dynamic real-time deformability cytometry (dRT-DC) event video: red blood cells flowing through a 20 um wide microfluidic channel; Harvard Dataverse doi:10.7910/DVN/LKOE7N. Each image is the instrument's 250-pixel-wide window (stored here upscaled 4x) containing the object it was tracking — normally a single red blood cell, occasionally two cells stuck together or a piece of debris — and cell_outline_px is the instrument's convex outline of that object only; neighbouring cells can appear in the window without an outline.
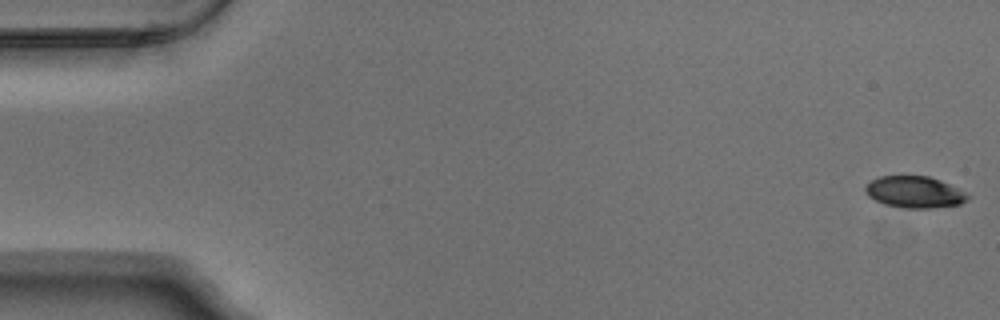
{"species": "Egyptian fruit bat (a non-hibernating species)", "species_latin": "Rousettus aegyptiacus", "temperature_condition": "warm", "stored_images_in_passage": 46, "camera_frame_rate_fps": 3000, "um_per_image_px": 0.085, "animal": {"sex": "male"}, "frame": {"image": 1, "passage_image": 1, "time_ms": 0.0, "image_size_px": [1000, 320], "cell_outline_px": [[972, 196], [968, 200], [960, 204], [932, 208], [904, 208], [884, 204], [868, 196], [864, 192], [864, 188], [872, 180], [880, 176], [928, 176], [940, 180]], "centroid_in_image_um": [77.73, 16.33], "position_along_channel_um": 7.3, "area_um2": 18.79}}
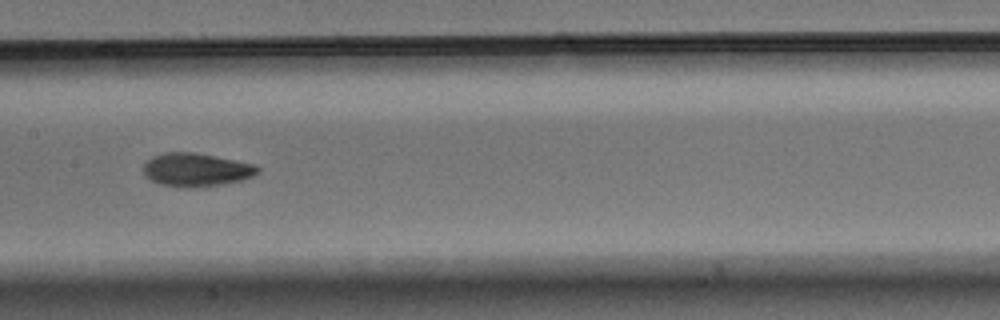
{"frame": {"image": 2, "passage_image": 27, "time_ms": 8.667, "image_size_px": [1000, 320], "cell_outline_px": [[260, 172], [244, 180], [224, 184], [196, 188], [180, 188], [160, 184], [144, 176], [144, 160], [152, 156], [164, 152], [196, 152], [252, 164], [260, 168]], "centroid_in_image_um": [16.64, 14.44], "position_along_channel_um": 190.8, "area_um2": 22.54}}
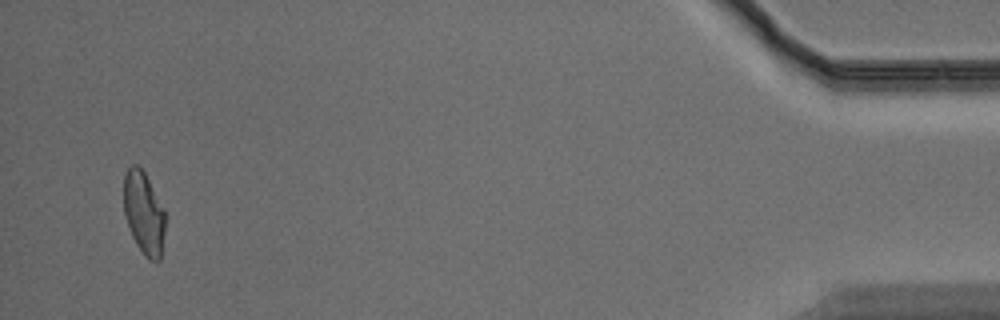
{"frame": {"image": 3, "passage_image": 46, "time_ms": 15.0, "image_size_px": [1000, 320], "cell_outline_px": [[164, 232], [160, 260], [148, 260], [144, 256], [136, 244], [132, 236], [124, 216], [124, 176], [128, 168], [132, 164], [136, 164], [144, 172], [164, 208]], "centroid_in_image_um": [12.21, 18.12], "position_along_channel_um": 423.0, "area_um2": 19.88}, "authors_computed_cell_mechanics": {"area_um2": 20.6346, "velocity_mm_per_s": 3.7658, "shape_relaxation_time_tau1_ms": 3.7663, "shape_relaxation_time_tau2_ms": 2.6015, "deformation_change_tau1": 0.1482, "deformation_change_tau2": 0.0812}}